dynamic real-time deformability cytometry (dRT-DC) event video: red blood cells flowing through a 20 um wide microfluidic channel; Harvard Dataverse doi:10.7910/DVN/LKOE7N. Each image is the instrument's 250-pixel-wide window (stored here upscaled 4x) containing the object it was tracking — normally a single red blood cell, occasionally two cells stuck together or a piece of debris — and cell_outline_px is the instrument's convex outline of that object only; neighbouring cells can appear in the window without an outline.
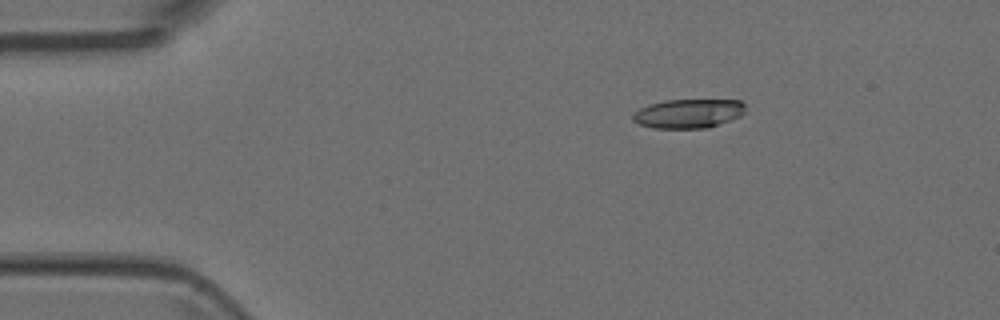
{"species": "Egyptian fruit bat (a non-hibernating species)", "species_latin": "Rousettus aegyptiacus", "temperature_condition": "room temperature", "stored_images_in_passage": 4, "camera_frame_rate_fps": 3000, "um_per_image_px": 0.085, "animal": {"sex": "female"}, "frame": {"image": 1, "passage_image": 3, "time_ms": 0.667, "image_size_px": [1000, 320], "cell_outline_px": [[744, 112], [740, 116], [708, 128], [652, 128], [640, 124], [632, 120], [632, 116], [640, 108], [648, 104], [664, 100], [740, 100], [744, 104]], "centroid_in_image_um": [58.49, 9.65], "position_along_channel_um": 26.5, "area_um2": 19.02}}